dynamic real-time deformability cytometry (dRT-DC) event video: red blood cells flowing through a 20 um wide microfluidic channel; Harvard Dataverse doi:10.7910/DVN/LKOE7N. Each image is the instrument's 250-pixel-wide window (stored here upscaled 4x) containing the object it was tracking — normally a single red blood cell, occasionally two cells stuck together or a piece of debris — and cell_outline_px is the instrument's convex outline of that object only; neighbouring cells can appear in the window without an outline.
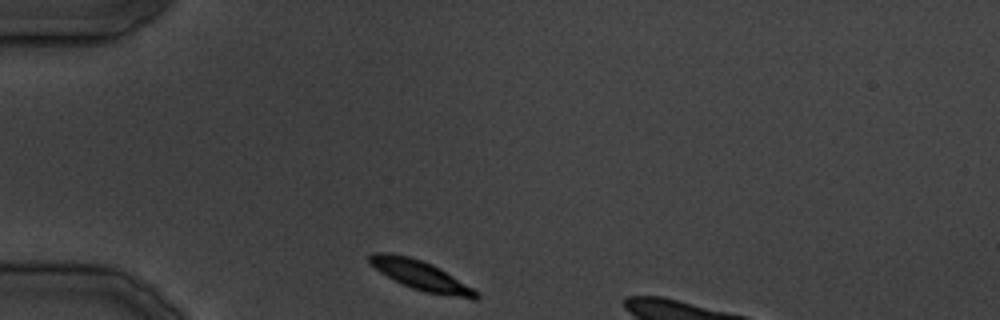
{"species": "common noctule bat (a hibernating species)", "species_latin": "Nyctalus noctula", "temperature_condition": "cold", "stored_images_in_passage": 29, "camera_frame_rate_fps": 3000, "um_per_image_px": 0.085, "animal": {"sex": "male", "body_mass_g": 19.5, "forearm_length_mm": 54.6}, "frame": {"image": 1, "passage_image": 1, "time_ms": 0.0, "image_size_px": [1000, 320], "cell_outline_px": [[480, 296], [476, 300], [472, 300], [424, 292], [412, 288], [380, 272], [368, 260], [368, 256], [372, 252], [388, 252], [408, 256], [432, 264], [440, 268], [480, 292]], "centroid_in_image_um": [35.84, 23.43], "position_along_channel_um": 49.2, "area_um2": 18.32}}
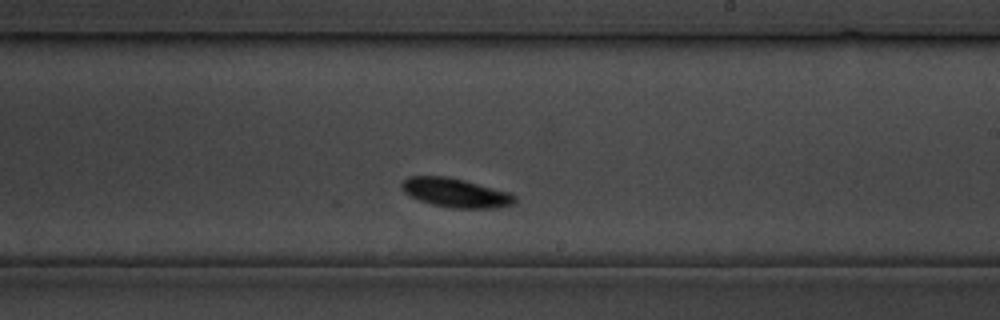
{"frame": {"image": 2, "passage_image": 14, "time_ms": 15.667, "image_size_px": [1000, 320], "cell_outline_px": [[516, 200], [512, 204], [496, 208], [452, 208], [432, 204], [420, 200], [404, 192], [400, 184], [408, 176], [444, 176], [464, 180], [508, 192], [516, 196]], "centroid_in_image_um": [38.72, 16.38], "position_along_channel_um": 250.3, "area_um2": 18.9}}
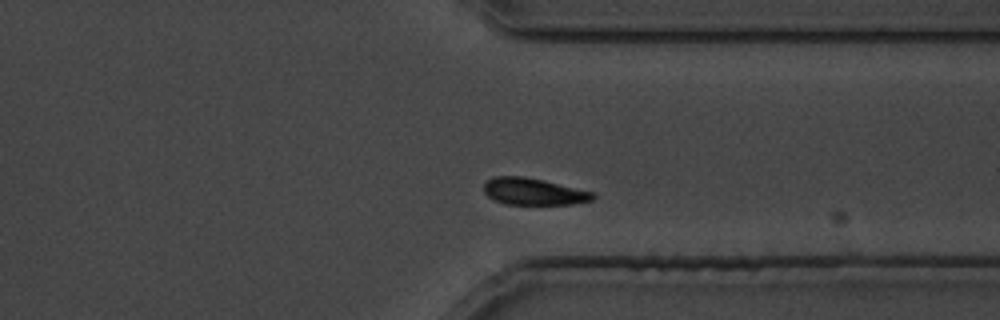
{"frame": {"image": 3, "passage_image": 20, "time_ms": 23.667, "image_size_px": [1000, 320], "cell_outline_px": [[596, 196], [592, 200], [572, 204], [504, 204], [492, 200], [484, 192], [484, 184], [492, 176], [524, 176], [544, 180], [592, 192]], "centroid_in_image_um": [45.31, 16.28], "position_along_channel_um": 366.1, "area_um2": 17.05}}